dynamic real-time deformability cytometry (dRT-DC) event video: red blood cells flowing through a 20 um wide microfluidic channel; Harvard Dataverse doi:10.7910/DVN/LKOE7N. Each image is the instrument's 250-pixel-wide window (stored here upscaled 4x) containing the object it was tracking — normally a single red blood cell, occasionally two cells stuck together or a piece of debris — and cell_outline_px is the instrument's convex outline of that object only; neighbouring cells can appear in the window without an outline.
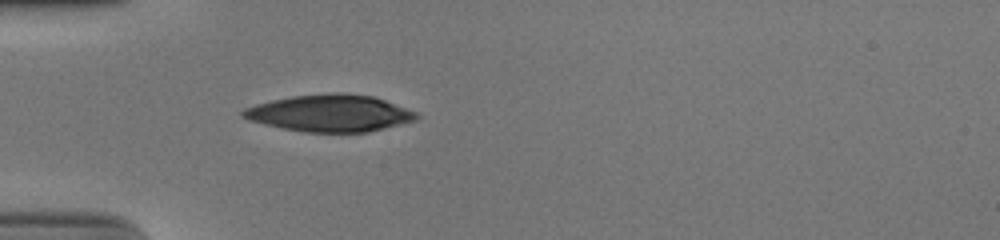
{"species": "human", "species_latin": "Homo sapiens", "temperature_condition": "cold", "stored_images_in_passage": 37, "camera_frame_rate_fps": 3000, "um_per_image_px": 0.085, "donor": {"sex": "male"}, "frame": {"image": 1, "passage_image": 1, "time_ms": 0.0, "image_size_px": [1000, 240], "cell_outline_px": [[420, 116], [416, 120], [368, 132], [304, 132], [264, 124], [248, 120], [240, 116], [240, 112], [244, 108], [256, 104], [272, 100], [292, 96], [336, 92], [372, 96], [384, 100], [416, 112]], "centroid_in_image_um": [28.01, 9.62], "position_along_channel_um": 57.0, "area_um2": 37.11}}
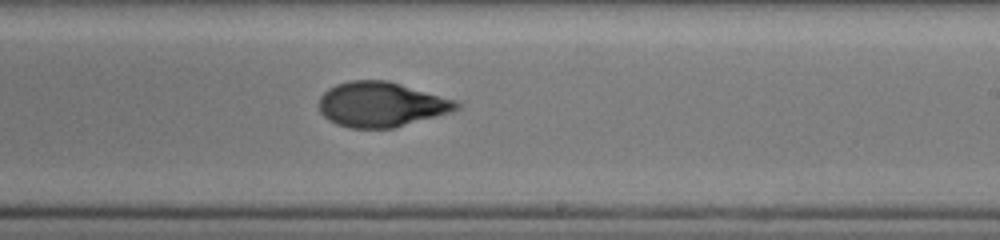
{"frame": {"image": 2, "passage_image": 17, "time_ms": 5.333, "image_size_px": [1000, 240], "cell_outline_px": [[460, 108], [436, 116], [392, 128], [348, 128], [336, 124], [328, 120], [320, 112], [320, 96], [328, 88], [336, 84], [352, 80], [388, 80], [456, 100], [460, 104]], "centroid_in_image_um": [32.37, 8.87], "position_along_channel_um": 256.6, "area_um2": 35.84}}
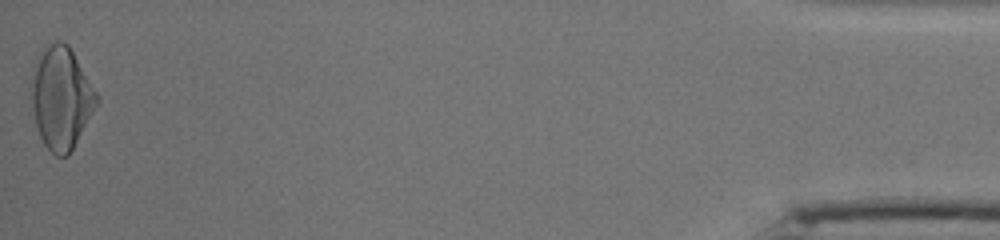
{"frame": {"image": 3, "passage_image": 37, "time_ms": 12.0, "image_size_px": [1000, 240], "cell_outline_px": [[100, 100], [68, 156], [56, 156], [44, 144], [40, 136], [36, 124], [32, 104], [32, 68], [36, 56], [44, 44], [56, 40], [60, 40], [68, 44], [100, 96]], "centroid_in_image_um": [5.2, 8.25], "position_along_channel_um": 430.0, "area_um2": 39.13}, "authors_computed_cell_mechanics": {"area_um2": 36.2406, "velocity_mm_per_s": 3.9173, "shape_relaxation_time_tau1_ms": 9.0547, "shape_relaxation_time_tau2_ms": 1.8156, "deformation_change_tau1": 0.2893, "deformation_change_tau2": 0.0683}}